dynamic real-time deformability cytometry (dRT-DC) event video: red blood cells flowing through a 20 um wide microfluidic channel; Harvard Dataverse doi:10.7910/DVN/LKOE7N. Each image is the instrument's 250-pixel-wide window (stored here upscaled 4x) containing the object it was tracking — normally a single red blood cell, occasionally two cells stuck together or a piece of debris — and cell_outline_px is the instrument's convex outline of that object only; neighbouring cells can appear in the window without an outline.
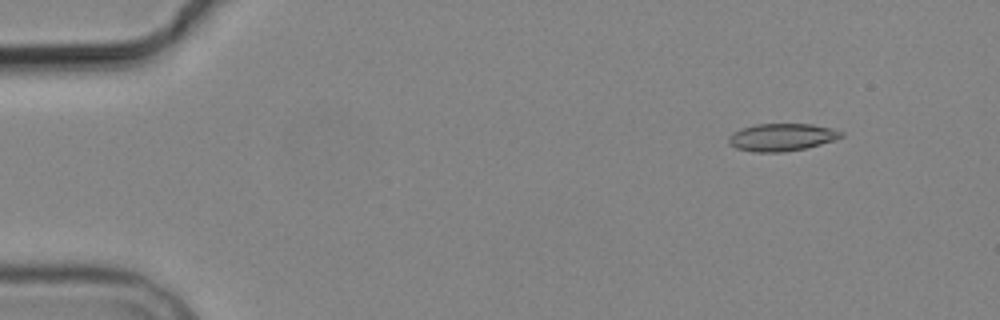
{"species": "common noctule bat (a hibernating species)", "species_latin": "Nyctalus noctula", "temperature_condition": "cold", "stored_images_in_passage": 5, "camera_frame_rate_fps": 3000, "um_per_image_px": 0.085, "animal": {"sex": "male", "body_mass_g": 19.2, "forearm_length_mm": 51.8}, "frame": {"image": 1, "passage_image": 2, "time_ms": 1.333, "image_size_px": [1000, 320], "cell_outline_px": [[844, 136], [820, 144], [804, 148], [784, 152], [756, 152], [736, 148], [728, 144], [728, 136], [732, 132], [756, 124], [812, 124], [832, 128], [844, 132]], "centroid_in_image_um": [66.43, 11.66], "position_along_channel_um": 18.6, "area_um2": 17.98}}
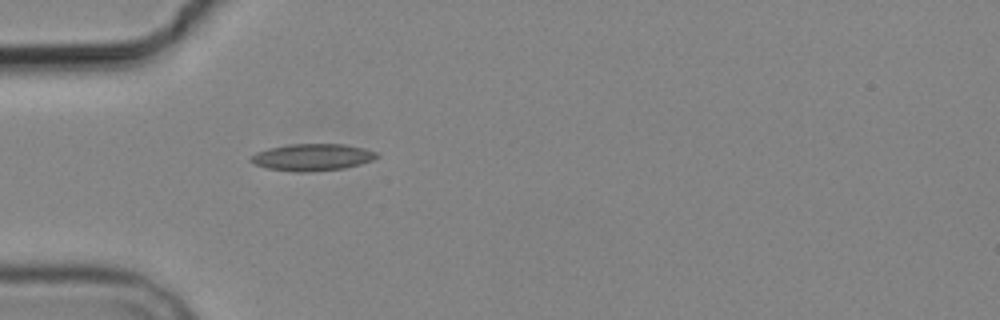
{"frame": {"image": 2, "passage_image": 5, "time_ms": 5.0, "image_size_px": [1000, 320], "cell_outline_px": [[380, 156], [372, 160], [360, 164], [344, 168], [304, 172], [296, 172], [264, 168], [252, 164], [248, 160], [256, 152], [268, 148], [288, 144], [344, 144], [364, 148], [376, 152]], "centroid_in_image_um": [26.5, 13.36], "position_along_channel_um": 58.5, "area_um2": 19.88}}